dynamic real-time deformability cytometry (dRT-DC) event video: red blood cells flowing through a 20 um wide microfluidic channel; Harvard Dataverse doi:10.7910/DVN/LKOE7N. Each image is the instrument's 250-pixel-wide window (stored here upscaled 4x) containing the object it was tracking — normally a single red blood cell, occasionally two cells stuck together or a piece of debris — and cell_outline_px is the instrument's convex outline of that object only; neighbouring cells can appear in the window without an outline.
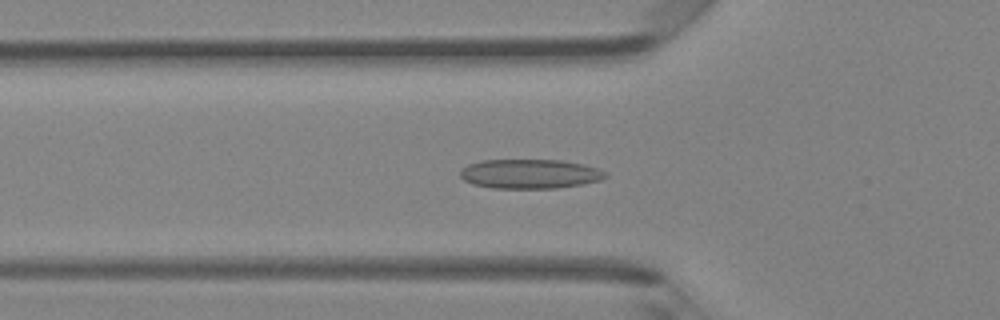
{"species": "Egyptian fruit bat (a non-hibernating species)", "species_latin": "Rousettus aegyptiacus", "temperature_condition": "room temperature", "stored_images_in_passage": 47, "camera_frame_rate_fps": 3000, "um_per_image_px": 0.085, "animal": {"sex": "female"}, "frame": {"image": 1, "passage_image": 16, "time_ms": 5.0, "image_size_px": [1000, 320], "cell_outline_px": [[608, 176], [600, 180], [584, 184], [556, 188], [492, 188], [472, 184], [464, 180], [460, 176], [460, 168], [468, 164], [480, 160], [560, 160], [584, 164], [608, 172]], "centroid_in_image_um": [45.03, 14.78], "position_along_channel_um": 80.8, "area_um2": 25.09}}
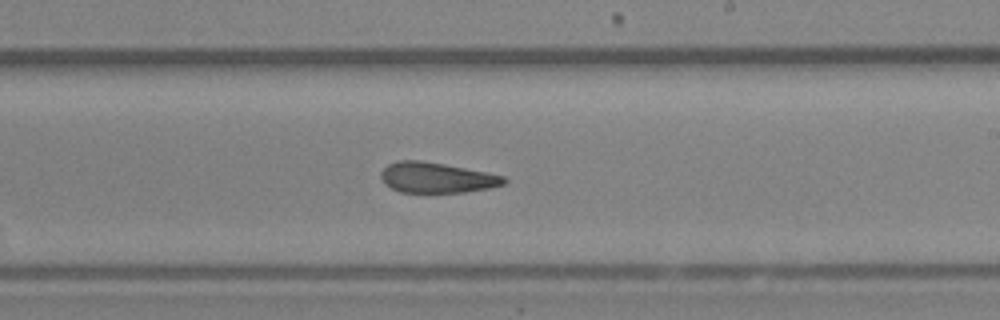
{"frame": {"image": 2, "passage_image": 28, "time_ms": 9.0, "image_size_px": [1000, 320], "cell_outline_px": [[508, 180], [504, 184], [488, 188], [464, 192], [400, 192], [384, 184], [380, 176], [380, 172], [388, 164], [396, 160], [420, 160], [444, 164], [504, 176]], "centroid_in_image_um": [37.07, 15.09], "position_along_channel_um": 251.9, "area_um2": 21.68}}
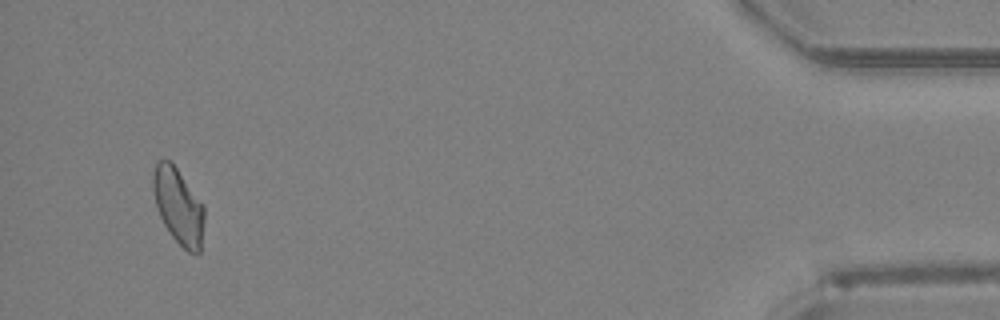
{"frame": {"image": 3, "passage_image": 45, "time_ms": 14.667, "image_size_px": [1000, 320], "cell_outline_px": [[204, 220], [200, 252], [196, 256], [188, 252], [172, 236], [164, 224], [160, 216], [156, 204], [152, 188], [152, 172], [156, 160], [168, 160], [176, 168], [204, 204]], "centroid_in_image_um": [15.16, 17.52], "position_along_channel_um": 420.0, "area_um2": 22.66}, "authors_computed_cell_mechanics": {"area_um2": 23.0622, "velocity_mm_per_s": 4.2846, "shape_relaxation_time_tau1_ms": 8.8393, "shape_relaxation_time_tau2_ms": 2.5812, "deformation_change_tau1": 0.18, "deformation_change_tau2": 0.1084}}